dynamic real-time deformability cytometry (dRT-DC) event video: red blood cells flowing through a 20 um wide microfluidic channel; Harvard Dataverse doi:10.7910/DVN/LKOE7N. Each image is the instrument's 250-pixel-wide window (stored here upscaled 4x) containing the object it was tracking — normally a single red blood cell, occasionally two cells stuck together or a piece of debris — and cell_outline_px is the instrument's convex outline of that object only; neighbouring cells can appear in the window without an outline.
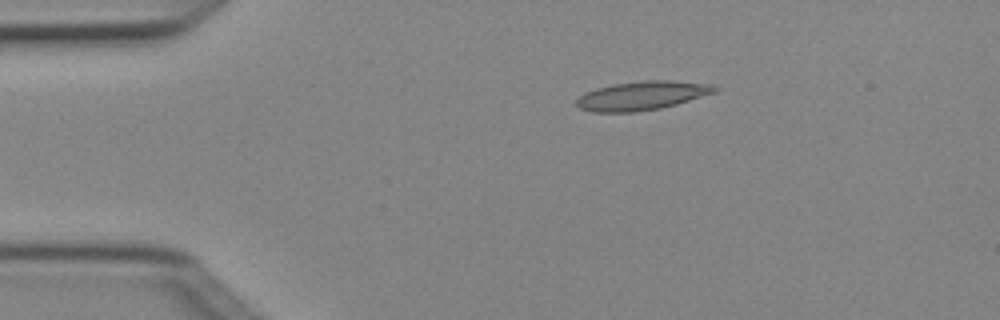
{"species": "Egyptian fruit bat (a non-hibernating species)", "species_latin": "Rousettus aegyptiacus", "temperature_condition": "cold", "stored_images_in_passage": 3, "camera_frame_rate_fps": 3000, "um_per_image_px": 0.085, "animal": {"sex": "female"}, "frame": {"image": 1, "passage_image": 1, "time_ms": 0.0, "image_size_px": [1000, 320], "cell_outline_px": [[720, 88], [716, 92], [676, 104], [660, 108], [632, 112], [592, 112], [580, 108], [576, 104], [576, 100], [584, 92], [596, 88], [612, 84], [644, 80], [672, 80], [712, 84]], "centroid_in_image_um": [54.57, 8.12], "position_along_channel_um": 30.4, "area_um2": 23.29}}
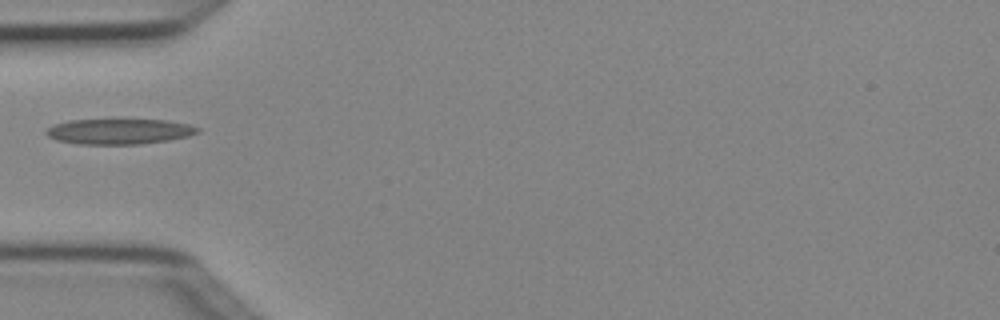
{"frame": {"image": 2, "passage_image": 3, "time_ms": 0.667, "image_size_px": [1000, 320], "cell_outline_px": [[200, 132], [188, 136], [168, 140], [140, 144], [76, 144], [56, 140], [48, 136], [44, 132], [52, 124], [68, 120], [168, 120], [188, 124], [200, 128]], "centroid_in_image_um": [10.11, 11.17], "position_along_channel_um": 74.9, "area_um2": 22.48}}